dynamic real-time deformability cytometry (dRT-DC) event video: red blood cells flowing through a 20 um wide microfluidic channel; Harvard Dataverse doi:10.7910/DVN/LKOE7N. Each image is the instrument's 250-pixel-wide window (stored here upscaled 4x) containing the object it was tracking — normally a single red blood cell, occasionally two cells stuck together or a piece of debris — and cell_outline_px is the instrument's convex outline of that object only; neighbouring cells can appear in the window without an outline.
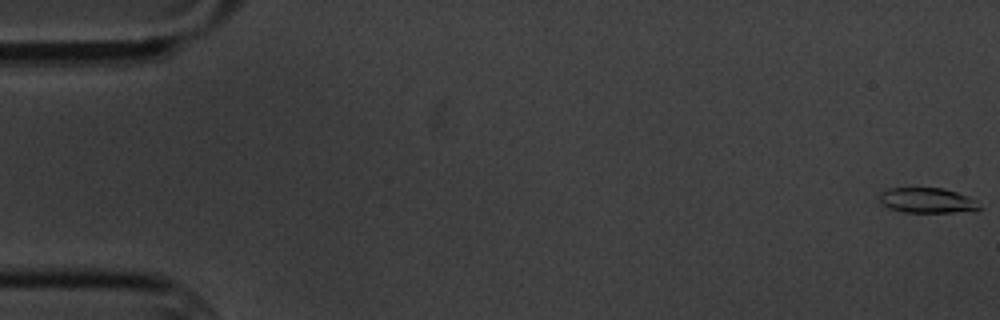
{"species": "common noctule bat (a hibernating species)", "species_latin": "Nyctalus noctula", "temperature_condition": "cold", "stored_images_in_passage": 5, "camera_frame_rate_fps": 3000, "um_per_image_px": 0.085, "animal": {"sex": "male", "body_mass_g": 20.1, "forearm_length_mm": 53.5}, "frame": {"image": 1, "passage_image": 1, "time_ms": 0.0, "image_size_px": [1000, 320], "cell_outline_px": [[980, 208], [952, 212], [904, 212], [888, 208], [880, 204], [876, 196], [880, 192], [888, 188], [944, 188], [968, 196], [976, 200]], "centroid_in_image_um": [78.69, 17.02], "position_along_channel_um": 6.3, "area_um2": 14.68}}